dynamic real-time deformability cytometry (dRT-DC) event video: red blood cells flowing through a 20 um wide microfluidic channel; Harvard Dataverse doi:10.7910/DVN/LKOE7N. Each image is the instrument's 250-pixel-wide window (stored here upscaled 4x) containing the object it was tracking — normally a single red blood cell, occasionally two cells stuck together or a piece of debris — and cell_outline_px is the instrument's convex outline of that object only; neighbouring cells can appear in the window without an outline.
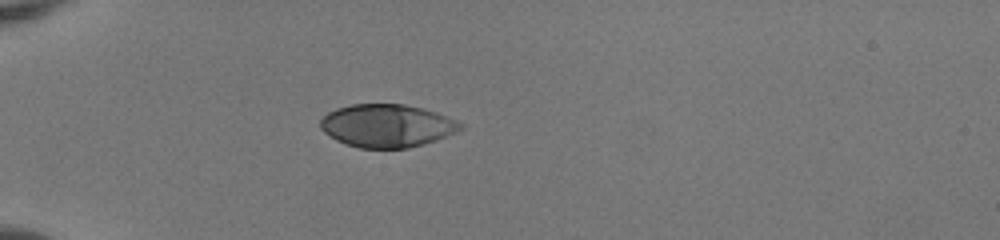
{"species": "human", "species_latin": "Homo sapiens", "temperature_condition": "room temperature", "stored_images_in_passage": 37, "camera_frame_rate_fps": 3000, "um_per_image_px": 0.085, "donor": {"sex": "female"}, "frame": {"image": 1, "passage_image": 1, "time_ms": 0.0, "image_size_px": [1000, 240], "cell_outline_px": [[464, 128], [456, 132], [436, 140], [424, 144], [408, 148], [360, 148], [336, 140], [324, 132], [320, 128], [320, 120], [328, 112], [336, 108], [352, 104], [404, 104], [424, 108], [436, 112], [456, 120], [464, 124]], "centroid_in_image_um": [32.91, 10.68], "position_along_channel_um": 52.1, "area_um2": 35.14}}
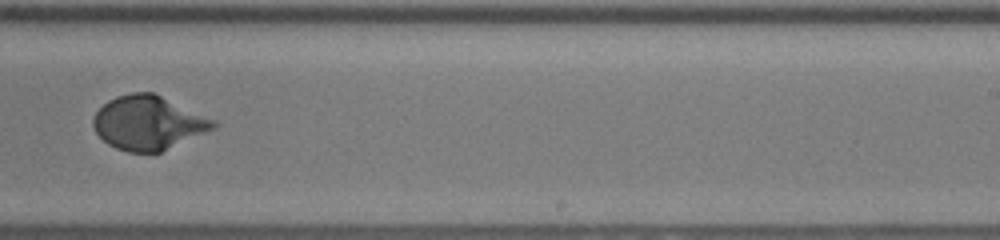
{"frame": {"image": 2, "passage_image": 20, "time_ms": 6.333, "image_size_px": [1000, 240], "cell_outline_px": [[220, 124], [216, 128], [160, 152], [128, 152], [116, 148], [108, 144], [96, 132], [92, 124], [92, 120], [96, 112], [108, 100], [116, 96], [132, 92], [152, 92], [216, 120]], "centroid_in_image_um": [12.61, 10.44], "position_along_channel_um": 276.4, "area_um2": 37.63}}
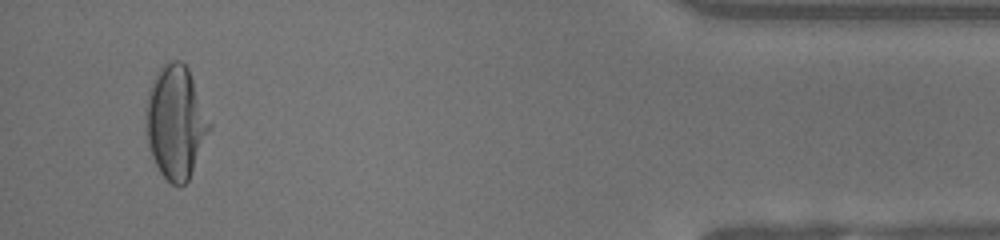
{"frame": {"image": 3, "passage_image": 35, "time_ms": 11.333, "image_size_px": [1000, 240], "cell_outline_px": [[212, 124], [188, 180], [184, 184], [172, 184], [160, 172], [152, 156], [148, 144], [148, 88], [156, 72], [164, 64], [172, 60], [180, 60], [188, 68]], "centroid_in_image_um": [14.95, 10.35], "position_along_channel_um": 420.2, "area_um2": 40.86}, "authors_computed_cell_mechanics": {"area_um2": 37.6278, "velocity_mm_per_s": 3.9687, "shape_relaxation_time_tau1_ms": 3.0469, "shape_relaxation_time_tau2_ms": null, "deformation_change_tau1": 0.2137, "deformation_change_tau2": null}}